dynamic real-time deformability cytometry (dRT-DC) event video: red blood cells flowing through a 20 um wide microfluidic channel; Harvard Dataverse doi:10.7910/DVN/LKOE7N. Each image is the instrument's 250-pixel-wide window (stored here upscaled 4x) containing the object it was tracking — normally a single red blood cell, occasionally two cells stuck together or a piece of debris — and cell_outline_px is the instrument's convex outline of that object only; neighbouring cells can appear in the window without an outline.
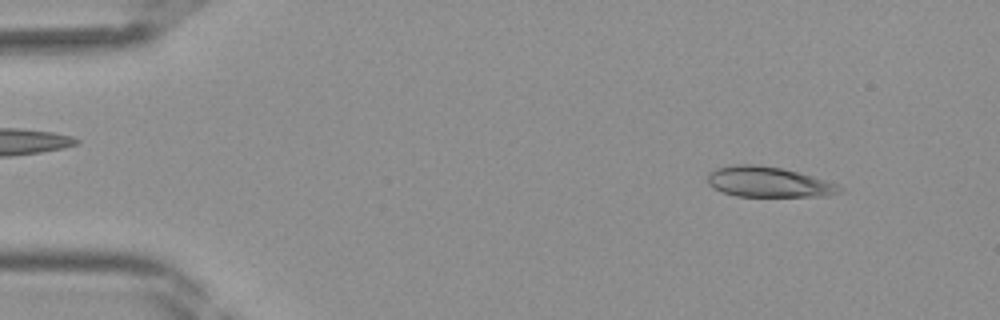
{"species": "Egyptian fruit bat (a non-hibernating species)", "species_latin": "Rousettus aegyptiacus", "temperature_condition": "room temperature", "stored_images_in_passage": 40, "camera_frame_rate_fps": 3000, "um_per_image_px": 0.085, "frame": {"image": 1, "passage_image": 4, "time_ms": 1.0, "image_size_px": [1000, 320], "cell_outline_px": [[844, 192], [828, 196], [736, 196], [724, 192], [708, 184], [708, 172], [716, 168], [736, 164], [756, 164], [780, 168], [812, 176], [836, 184], [844, 188]], "centroid_in_image_um": [65.34, 15.47], "position_along_channel_um": 19.7, "area_um2": 23.24}}
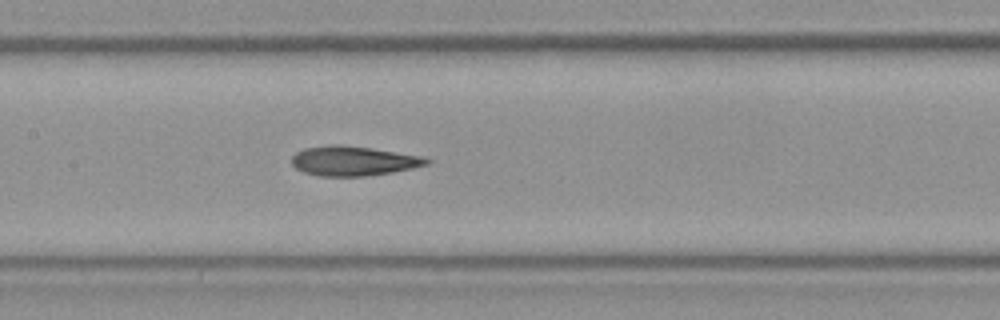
{"frame": {"image": 2, "passage_image": 19, "time_ms": 6.0, "image_size_px": [1000, 320], "cell_outline_px": [[432, 160], [428, 164], [412, 168], [392, 172], [364, 176], [320, 176], [304, 172], [296, 168], [292, 164], [292, 156], [296, 152], [304, 148], [332, 144], [340, 144], [372, 148], [424, 156]], "centroid_in_image_um": [30.05, 13.67], "position_along_channel_um": 177.4, "area_um2": 23.35}}
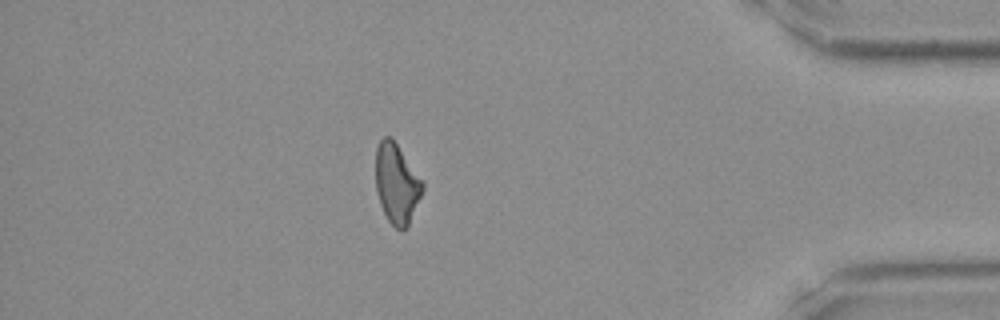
{"frame": {"image": 3, "passage_image": 35, "time_ms": 11.333, "image_size_px": [1000, 320], "cell_outline_px": [[424, 188], [408, 228], [400, 232], [388, 220], [380, 204], [376, 192], [376, 148], [380, 140], [384, 136], [392, 136], [424, 180]], "centroid_in_image_um": [33.74, 15.6], "position_along_channel_um": 401.5, "area_um2": 22.37}}